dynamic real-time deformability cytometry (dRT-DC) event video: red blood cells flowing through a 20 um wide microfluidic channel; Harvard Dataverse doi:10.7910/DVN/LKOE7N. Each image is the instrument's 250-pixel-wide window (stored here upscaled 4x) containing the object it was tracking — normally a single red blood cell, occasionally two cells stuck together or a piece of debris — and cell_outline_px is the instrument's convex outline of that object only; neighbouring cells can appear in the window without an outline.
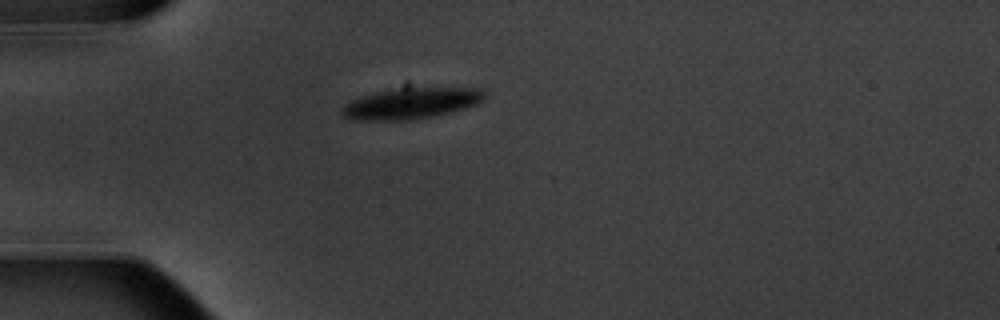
{"species": "common noctule bat (a hibernating species)", "species_latin": "Nyctalus noctula", "temperature_condition": "warm", "stored_images_in_passage": 1, "camera_frame_rate_fps": 3000, "um_per_image_px": 0.085, "animal": {"sex": "male", "body_mass_g": 20.1, "forearm_length_mm": 53.5}, "frame": {"image": 1, "passage_image": 1, "time_ms": 0.0, "image_size_px": [1000, 320], "cell_outline_px": [[484, 100], [480, 104], [452, 112], [408, 120], [352, 120], [344, 116], [340, 112], [344, 104], [360, 96], [404, 80], [408, 80], [480, 88], [484, 92]], "centroid_in_image_um": [35.01, 8.61], "position_along_channel_um": 50.0, "area_um2": 29.07}}